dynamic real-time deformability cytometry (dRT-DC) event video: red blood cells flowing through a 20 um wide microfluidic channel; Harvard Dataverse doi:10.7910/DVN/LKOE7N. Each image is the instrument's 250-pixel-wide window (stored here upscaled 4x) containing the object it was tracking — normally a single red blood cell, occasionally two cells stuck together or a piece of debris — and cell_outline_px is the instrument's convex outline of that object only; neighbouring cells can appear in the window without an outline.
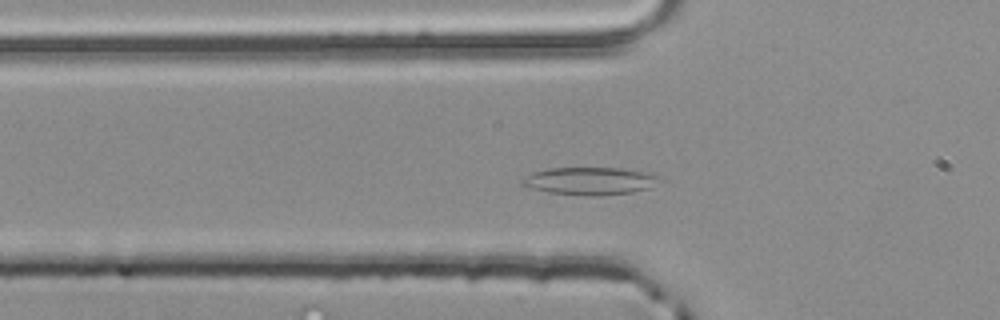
{"species": "common noctule bat (a hibernating species)", "species_latin": "Nyctalus noctula", "temperature_condition": "room temperature", "stored_images_in_passage": 47, "camera_frame_rate_fps": 3000, "um_per_image_px": 0.085, "animal": {"sex": "male", "body_mass_g": 20.4}, "frame": {"image": 1, "passage_image": 12, "time_ms": 3.667, "image_size_px": [1000, 320], "cell_outline_px": [[664, 176], [648, 188], [632, 192], [596, 196], [588, 196], [548, 192], [528, 188], [520, 184], [520, 180], [524, 176], [532, 172], [548, 168], [620, 168], [644, 172]], "centroid_in_image_um": [50.08, 15.38], "position_along_channel_um": 75.7, "area_um2": 22.2}}
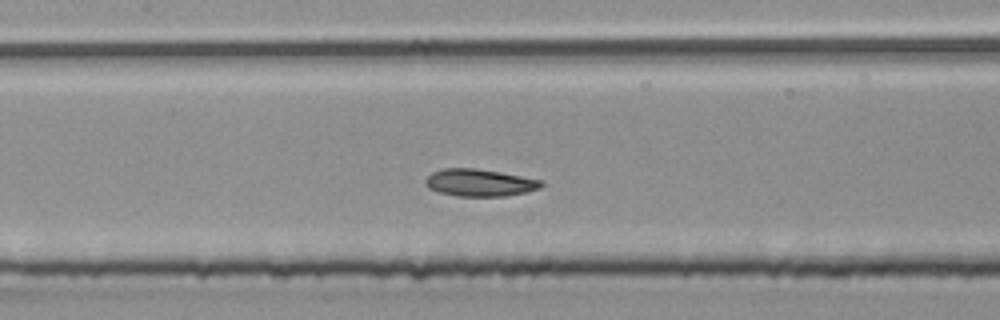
{"frame": {"image": 2, "passage_image": 19, "time_ms": 6.0, "image_size_px": [1000, 320], "cell_outline_px": [[544, 184], [540, 188], [528, 192], [504, 196], [460, 196], [440, 192], [428, 188], [424, 184], [424, 180], [432, 172], [444, 168], [476, 168], [500, 172], [544, 180]], "centroid_in_image_um": [40.79, 15.52], "position_along_channel_um": 166.6, "area_um2": 18.5}}
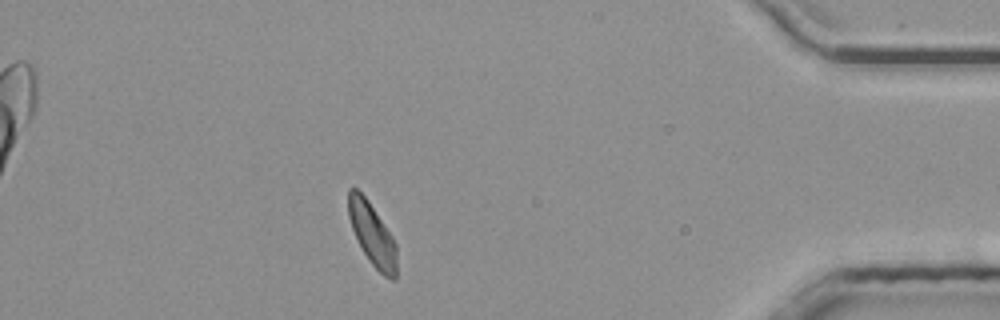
{"frame": {"image": 3, "passage_image": 41, "time_ms": 13.333, "image_size_px": [1000, 320], "cell_outline_px": [[396, 280], [392, 280], [384, 276], [368, 260], [352, 228], [348, 216], [348, 188], [356, 188], [368, 200], [392, 236], [396, 244]], "centroid_in_image_um": [31.64, 19.91], "position_along_channel_um": 403.6, "area_um2": 17.34}, "authors_computed_cell_mechanics": {"area_um2": 18.3226, "velocity_mm_per_s": 3.8758, "shape_relaxation_time_tau1_ms": 3.422, "shape_relaxation_time_tau2_ms": 2.4133, "deformation_change_tau1": 0.0998, "deformation_change_tau2": 0.0798}}